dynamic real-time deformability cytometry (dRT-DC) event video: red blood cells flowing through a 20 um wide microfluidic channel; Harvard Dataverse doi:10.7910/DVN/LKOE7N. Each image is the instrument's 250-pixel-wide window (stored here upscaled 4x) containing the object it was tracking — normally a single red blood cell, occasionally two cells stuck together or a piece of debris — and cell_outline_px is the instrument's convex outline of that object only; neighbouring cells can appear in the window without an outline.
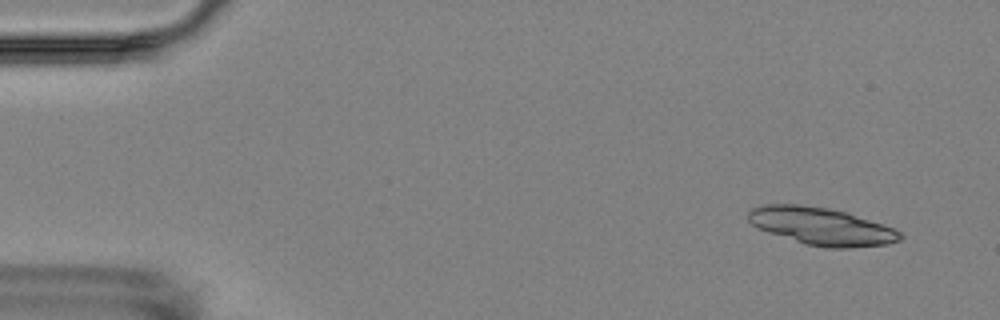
{"species": "Egyptian fruit bat (a non-hibernating species)", "species_latin": "Rousettus aegyptiacus", "temperature_condition": "room temperature", "stored_images_in_passage": 6, "camera_frame_rate_fps": 3000, "um_per_image_px": 0.085, "animal": {"sex": "female"}, "frame": {"image": 1, "passage_image": 1, "time_ms": 0.0, "image_size_px": [1000, 320], "cell_outline_px": [[904, 236], [900, 240], [888, 244], [848, 248], [824, 248], [808, 244], [768, 232], [756, 228], [748, 220], [748, 212], [752, 208], [764, 204], [800, 204], [828, 208], [848, 212], [892, 228], [900, 232]], "centroid_in_image_um": [69.81, 19.23], "position_along_channel_um": 15.2, "area_um2": 33.06}}